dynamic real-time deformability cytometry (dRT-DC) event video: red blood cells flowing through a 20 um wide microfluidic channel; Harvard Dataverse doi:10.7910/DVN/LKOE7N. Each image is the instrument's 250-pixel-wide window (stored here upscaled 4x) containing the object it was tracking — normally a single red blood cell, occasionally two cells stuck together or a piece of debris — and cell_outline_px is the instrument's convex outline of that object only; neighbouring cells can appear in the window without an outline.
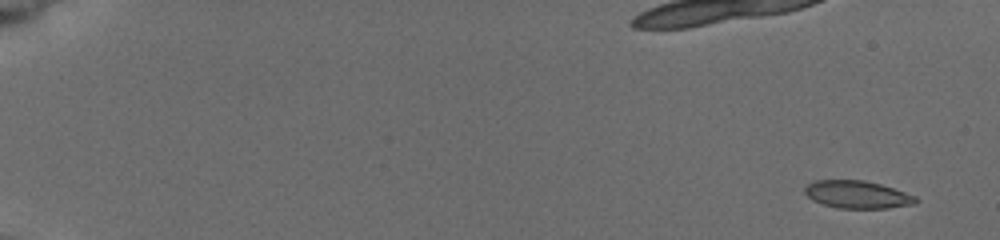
{"species": "common noctule bat (a hibernating species)", "species_latin": "Nyctalus noctula", "temperature_condition": "cold", "stored_images_in_passage": 12, "camera_frame_rate_fps": 3000, "um_per_image_px": 0.085, "animal": {"sex": "female", "body_mass_g": 19.5, "forearm_length_mm": 54.1}, "frame": {"image": 1, "passage_image": 1, "time_ms": 0.0, "image_size_px": [1000, 240], "cell_outline_px": [[920, 200], [916, 204], [888, 208], [836, 208], [812, 200], [804, 192], [804, 188], [812, 180], [864, 180], [880, 184], [916, 196]], "centroid_in_image_um": [72.88, 16.54], "position_along_channel_um": 12.1, "area_um2": 17.92}}
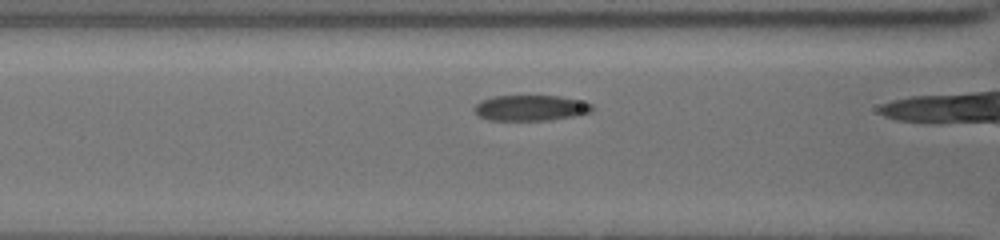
{"frame": {"image": 2, "passage_image": 10, "time_ms": 9.0, "image_size_px": [1000, 240], "cell_outline_px": [[596, 108], [592, 112], [572, 116], [548, 120], [488, 120], [480, 116], [476, 112], [476, 104], [492, 96], [560, 96], [592, 104]], "centroid_in_image_um": [45.15, 9.17], "position_along_channel_um": 121.5, "area_um2": 17.34}}